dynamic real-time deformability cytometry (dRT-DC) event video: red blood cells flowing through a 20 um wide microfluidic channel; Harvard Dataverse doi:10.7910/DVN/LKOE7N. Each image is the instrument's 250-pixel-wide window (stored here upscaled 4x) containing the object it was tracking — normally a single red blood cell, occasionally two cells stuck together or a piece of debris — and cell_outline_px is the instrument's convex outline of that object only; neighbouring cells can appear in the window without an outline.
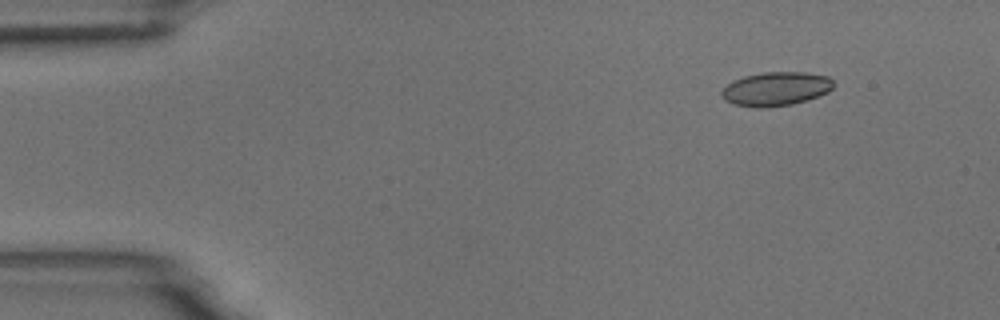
{"species": "common noctule bat (a hibernating species)", "species_latin": "Nyctalus noctula", "temperature_condition": "room temperature", "stored_images_in_passage": 12, "camera_frame_rate_fps": 3000, "um_per_image_px": 0.085, "animal": {"sex": "male", "body_mass_g": 18.8}, "frame": {"image": 1, "passage_image": 1, "time_ms": 0.0, "image_size_px": [1000, 320], "cell_outline_px": [[832, 88], [828, 92], [808, 100], [792, 104], [764, 108], [756, 108], [736, 104], [724, 100], [720, 96], [720, 92], [732, 80], [744, 76], [764, 72], [804, 72], [828, 76], [832, 80]], "centroid_in_image_um": [65.93, 7.56], "position_along_channel_um": 19.1, "area_um2": 22.14}}
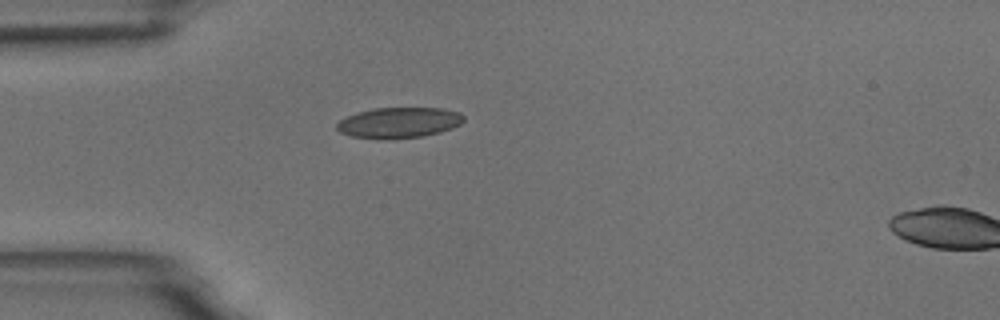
{"frame": {"image": 2, "passage_image": 10, "time_ms": 3.0, "image_size_px": [1000, 320], "cell_outline_px": [[464, 120], [460, 124], [452, 128], [440, 132], [424, 136], [392, 140], [380, 140], [352, 136], [340, 132], [336, 128], [336, 124], [340, 120], [356, 112], [376, 108], [440, 108], [460, 112], [464, 116]], "centroid_in_image_um": [33.9, 10.44], "position_along_channel_um": 51.1, "area_um2": 22.95}}